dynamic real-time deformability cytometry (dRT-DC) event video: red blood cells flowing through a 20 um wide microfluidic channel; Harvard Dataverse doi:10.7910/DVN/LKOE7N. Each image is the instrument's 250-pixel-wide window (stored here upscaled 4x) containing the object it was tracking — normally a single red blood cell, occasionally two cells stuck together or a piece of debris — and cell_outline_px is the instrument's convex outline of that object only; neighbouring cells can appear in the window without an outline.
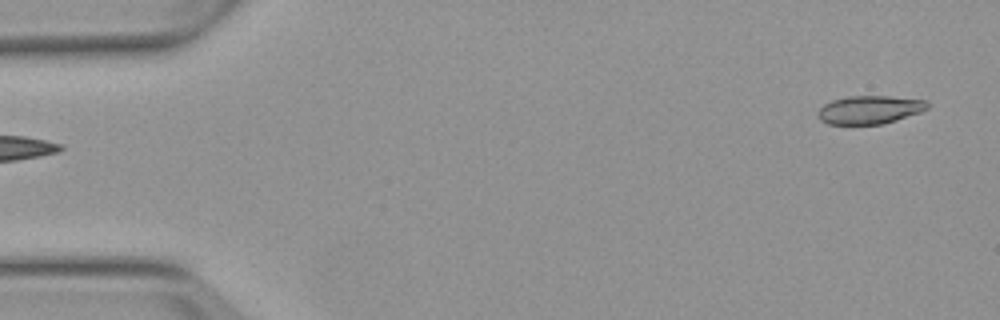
{"species": "Egyptian fruit bat (a non-hibernating species)", "species_latin": "Rousettus aegyptiacus", "temperature_condition": "warm", "stored_images_in_passage": 5, "camera_frame_rate_fps": 3000, "um_per_image_px": 0.085, "animal": {"sex": "female"}, "frame": {"image": 1, "passage_image": 1, "time_ms": 0.0, "image_size_px": [1000, 320], "cell_outline_px": [[928, 108], [920, 112], [884, 124], [828, 124], [820, 120], [820, 108], [824, 104], [832, 100], [848, 96], [888, 96], [928, 100]], "centroid_in_image_um": [73.95, 9.32], "position_along_channel_um": 11.0, "area_um2": 17.92}}
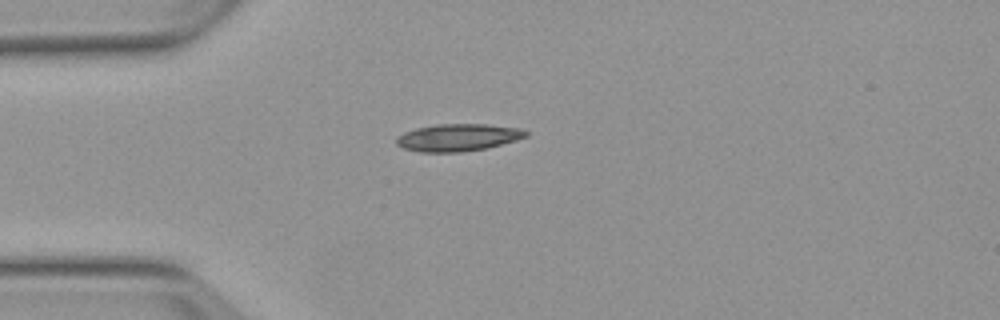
{"frame": {"image": 2, "passage_image": 4, "time_ms": 3.667, "image_size_px": [1000, 320], "cell_outline_px": [[528, 136], [516, 140], [488, 148], [460, 152], [420, 152], [404, 148], [396, 144], [396, 136], [404, 132], [416, 128], [436, 124], [488, 124], [520, 128], [528, 132]], "centroid_in_image_um": [38.93, 11.68], "position_along_channel_um": 46.1, "area_um2": 20.69}}